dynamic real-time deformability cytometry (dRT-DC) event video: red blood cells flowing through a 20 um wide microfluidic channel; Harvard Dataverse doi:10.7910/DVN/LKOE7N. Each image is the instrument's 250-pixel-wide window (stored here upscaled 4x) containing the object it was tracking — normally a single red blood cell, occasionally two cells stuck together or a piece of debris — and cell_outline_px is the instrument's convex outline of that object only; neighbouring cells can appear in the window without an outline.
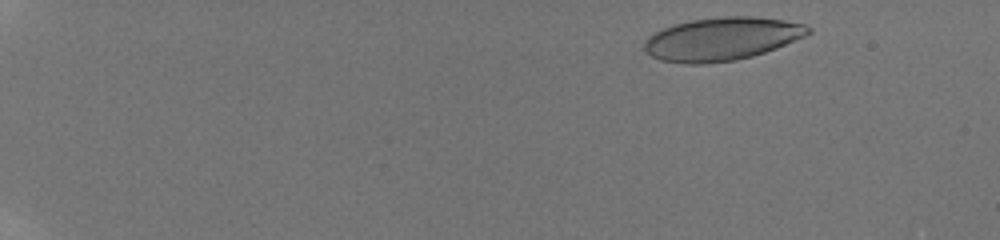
{"species": "human", "species_latin": "Homo sapiens", "temperature_condition": "room temperature", "stored_images_in_passage": 12, "camera_frame_rate_fps": 3000, "um_per_image_px": 0.085, "donor": {"sex": "male"}, "frame": {"image": 1, "passage_image": 2, "time_ms": 1.0, "image_size_px": [1000, 240], "cell_outline_px": [[812, 32], [804, 36], [776, 48], [752, 56], [736, 60], [704, 64], [684, 64], [660, 60], [644, 52], [644, 40], [652, 32], [672, 24], [688, 20], [720, 16], [752, 16], [784, 20], [804, 24], [812, 28]], "centroid_in_image_um": [61.3, 3.3], "position_along_channel_um": 23.7, "area_um2": 41.62}}
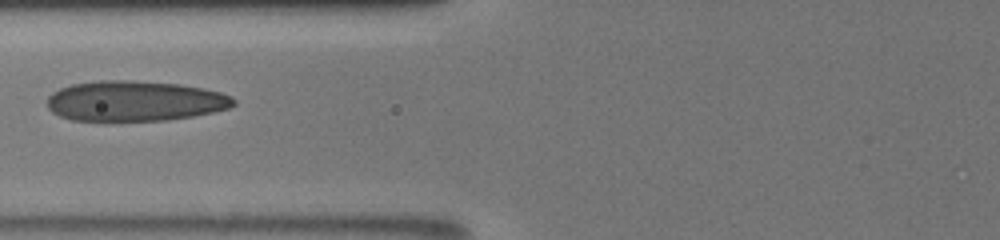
{"frame": {"image": 2, "passage_image": 9, "time_ms": 7.333, "image_size_px": [1000, 240], "cell_outline_px": [[236, 104], [228, 108], [212, 112], [192, 116], [168, 120], [72, 120], [60, 116], [52, 112], [48, 108], [48, 96], [52, 92], [60, 88], [72, 84], [100, 80], [132, 80], [180, 84], [204, 88], [220, 92], [232, 96], [236, 100]], "centroid_in_image_um": [11.47, 8.57], "position_along_channel_um": 114.3, "area_um2": 43.81}}
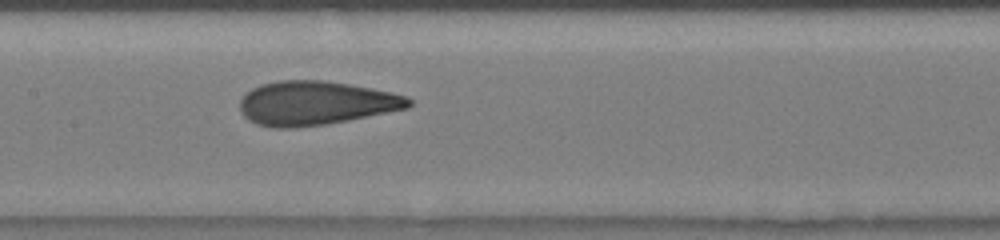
{"frame": {"image": 3, "passage_image": 11, "time_ms": 9.0, "image_size_px": [1000, 240], "cell_outline_px": [[412, 104], [408, 108], [328, 124], [292, 128], [272, 128], [256, 124], [248, 120], [240, 112], [240, 100], [252, 88], [260, 84], [280, 80], [320, 80], [348, 84], [372, 88], [392, 92], [408, 96], [412, 100]], "centroid_in_image_um": [26.83, 8.77], "position_along_channel_um": 180.6, "area_um2": 43.41}}